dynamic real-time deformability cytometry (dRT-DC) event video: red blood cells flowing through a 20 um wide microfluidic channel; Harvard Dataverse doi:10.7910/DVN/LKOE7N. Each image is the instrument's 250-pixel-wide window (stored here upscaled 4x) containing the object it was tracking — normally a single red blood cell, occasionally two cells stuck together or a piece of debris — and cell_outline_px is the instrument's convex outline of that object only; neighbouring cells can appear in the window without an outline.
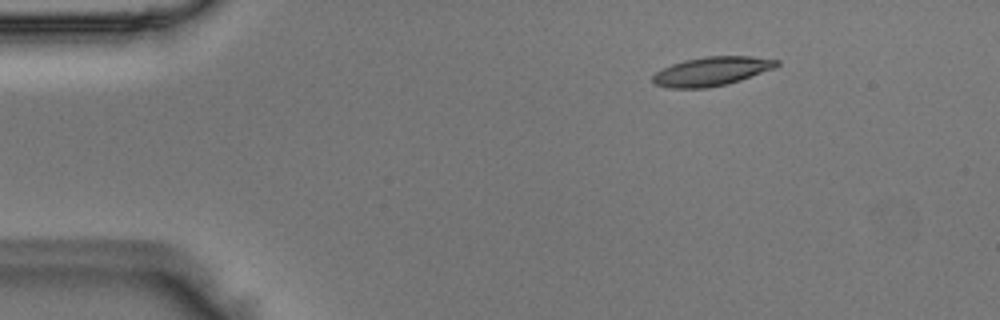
{"species": "Egyptian fruit bat (a non-hibernating species)", "species_latin": "Rousettus aegyptiacus", "temperature_condition": "room temperature", "stored_images_in_passage": 46, "camera_frame_rate_fps": 3000, "um_per_image_px": 0.085, "animal": {"sex": "male"}, "frame": {"image": 1, "passage_image": 2, "time_ms": 0.333, "image_size_px": [1000, 320], "cell_outline_px": [[780, 64], [776, 68], [728, 84], [708, 88], [668, 88], [656, 84], [652, 80], [652, 76], [656, 72], [672, 64], [684, 60], [704, 56], [752, 56], [780, 60]], "centroid_in_image_um": [60.53, 6.06], "position_along_channel_um": 24.5, "area_um2": 21.04}}
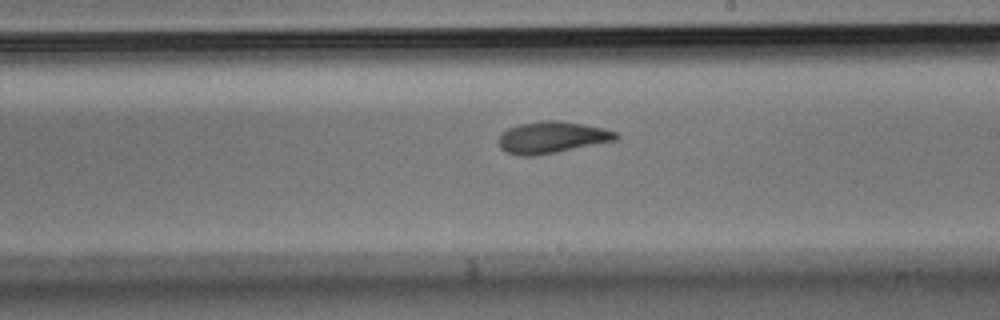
{"frame": {"image": 2, "passage_image": 24, "time_ms": 7.667, "image_size_px": [1000, 320], "cell_outline_px": [[620, 136], [616, 140], [556, 152], [532, 156], [520, 156], [508, 152], [500, 148], [500, 136], [508, 128], [520, 124], [540, 120], [556, 120], [604, 128], [616, 132]], "centroid_in_image_um": [46.92, 11.67], "position_along_channel_um": 242.1, "area_um2": 21.33}}
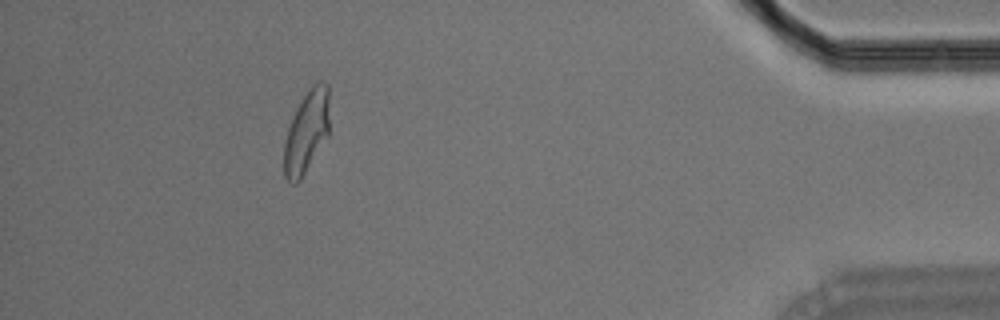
{"frame": {"image": 3, "passage_image": 41, "time_ms": 13.333, "image_size_px": [1000, 320], "cell_outline_px": [[328, 136], [300, 180], [296, 184], [292, 184], [284, 176], [284, 144], [288, 128], [292, 116], [300, 100], [312, 84], [320, 80], [328, 84]], "centroid_in_image_um": [26.05, 11.19], "position_along_channel_um": 409.2, "area_um2": 21.79}}